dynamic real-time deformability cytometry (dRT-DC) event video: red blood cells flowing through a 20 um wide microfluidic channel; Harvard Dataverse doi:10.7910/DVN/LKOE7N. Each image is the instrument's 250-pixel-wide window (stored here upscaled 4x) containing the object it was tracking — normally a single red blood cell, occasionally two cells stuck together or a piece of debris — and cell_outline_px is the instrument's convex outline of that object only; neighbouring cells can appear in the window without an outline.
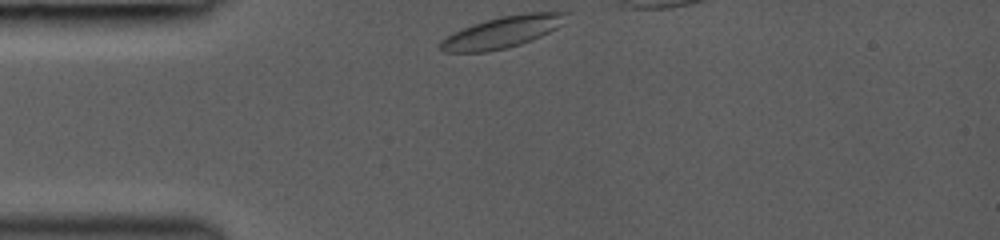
{"species": "common noctule bat (a hibernating species)", "species_latin": "Nyctalus noctula", "temperature_condition": "room temperature", "stored_images_in_passage": 11, "camera_frame_rate_fps": 3000, "um_per_image_px": 0.085, "animal": {"sex": "female", "body_mass_g": 19.0, "forearm_length_mm": 53.3}, "frame": {"image": 1, "passage_image": 1, "time_ms": 0.0, "image_size_px": [1000, 240], "cell_outline_px": [[568, 12], [560, 24], [556, 28], [532, 40], [508, 48], [488, 52], [444, 52], [436, 48], [440, 40], [452, 32], [472, 24], [500, 16], [524, 12]], "centroid_in_image_um": [42.59, 2.74], "position_along_channel_um": 42.4, "area_um2": 23.24}}
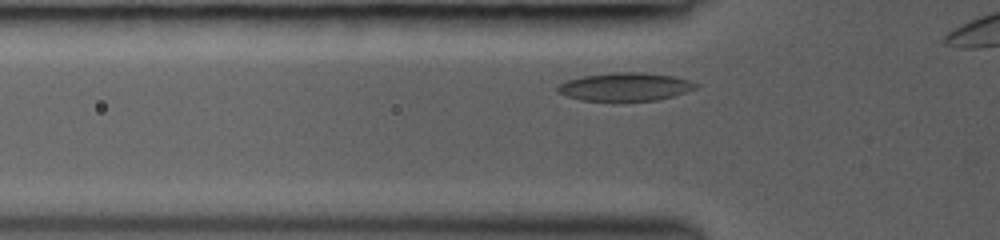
{"frame": {"image": 2, "passage_image": 5, "time_ms": 1.333, "image_size_px": [1000, 240], "cell_outline_px": [[700, 84], [696, 88], [672, 96], [656, 100], [612, 104], [580, 100], [556, 92], [556, 88], [560, 84], [568, 80], [584, 76], [612, 72], [640, 72], [672, 76], [688, 80]], "centroid_in_image_um": [53.09, 7.42], "position_along_channel_um": 72.7, "area_um2": 23.41}}
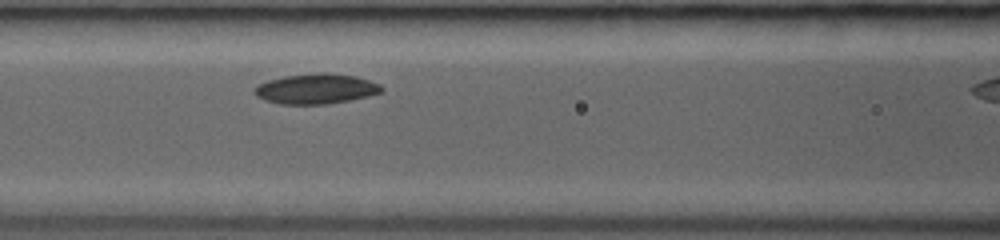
{"frame": {"image": 3, "passage_image": 10, "time_ms": 3.0, "image_size_px": [1000, 240], "cell_outline_px": [[384, 92], [368, 96], [328, 104], [280, 104], [264, 100], [256, 96], [252, 92], [256, 84], [268, 80], [284, 76], [320, 72], [328, 72], [356, 76], [380, 84], [384, 88]], "centroid_in_image_um": [26.84, 7.54], "position_along_channel_um": 139.8, "area_um2": 22.6}}